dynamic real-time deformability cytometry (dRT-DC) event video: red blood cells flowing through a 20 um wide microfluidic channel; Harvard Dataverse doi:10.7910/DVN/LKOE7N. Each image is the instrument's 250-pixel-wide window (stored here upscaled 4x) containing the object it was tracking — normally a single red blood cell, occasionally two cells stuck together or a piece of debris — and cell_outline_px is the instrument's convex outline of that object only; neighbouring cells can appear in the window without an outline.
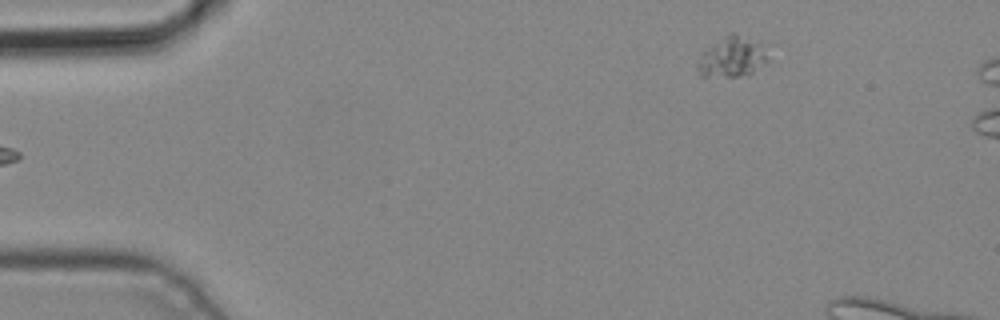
{"species": "common noctule bat (a hibernating species)", "species_latin": "Nyctalus noctula", "temperature_condition": "cold", "stored_images_in_passage": 2, "camera_frame_rate_fps": 3000, "um_per_image_px": 0.085, "animal": {"sex": "male", "body_mass_g": 19.2, "forearm_length_mm": 51.8}, "frame": {"image": 1, "passage_image": 2, "time_ms": 0.333, "image_size_px": [1000, 320], "cell_outline_px": [[772, 60], [748, 76], [700, 76], [696, 68], [700, 56], [704, 48], [728, 32], [732, 32], [760, 44]], "centroid_in_image_um": [62.22, 4.85], "position_along_channel_um": 22.8, "area_um2": 16.88}}